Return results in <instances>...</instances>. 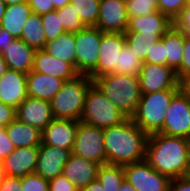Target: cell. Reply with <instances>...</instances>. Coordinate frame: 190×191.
<instances>
[{
	"label": "cell",
	"instance_id": "1",
	"mask_svg": "<svg viewBox=\"0 0 190 191\" xmlns=\"http://www.w3.org/2000/svg\"><path fill=\"white\" fill-rule=\"evenodd\" d=\"M187 138L168 136L160 132L150 134L145 160L157 172L176 179L189 172Z\"/></svg>",
	"mask_w": 190,
	"mask_h": 191
},
{
	"label": "cell",
	"instance_id": "2",
	"mask_svg": "<svg viewBox=\"0 0 190 191\" xmlns=\"http://www.w3.org/2000/svg\"><path fill=\"white\" fill-rule=\"evenodd\" d=\"M103 133L107 163L124 166L145 159L149 135L131 118L103 129Z\"/></svg>",
	"mask_w": 190,
	"mask_h": 191
},
{
	"label": "cell",
	"instance_id": "3",
	"mask_svg": "<svg viewBox=\"0 0 190 191\" xmlns=\"http://www.w3.org/2000/svg\"><path fill=\"white\" fill-rule=\"evenodd\" d=\"M93 83L128 118L135 114L141 97L139 77L111 73L95 77Z\"/></svg>",
	"mask_w": 190,
	"mask_h": 191
},
{
	"label": "cell",
	"instance_id": "4",
	"mask_svg": "<svg viewBox=\"0 0 190 191\" xmlns=\"http://www.w3.org/2000/svg\"><path fill=\"white\" fill-rule=\"evenodd\" d=\"M92 84L93 80L83 74L65 81L50 101L54 118L80 121L87 91Z\"/></svg>",
	"mask_w": 190,
	"mask_h": 191
},
{
	"label": "cell",
	"instance_id": "5",
	"mask_svg": "<svg viewBox=\"0 0 190 191\" xmlns=\"http://www.w3.org/2000/svg\"><path fill=\"white\" fill-rule=\"evenodd\" d=\"M178 92L179 88H172L141 93L137 110L131 119L148 135L160 132L164 125L166 111Z\"/></svg>",
	"mask_w": 190,
	"mask_h": 191
},
{
	"label": "cell",
	"instance_id": "6",
	"mask_svg": "<svg viewBox=\"0 0 190 191\" xmlns=\"http://www.w3.org/2000/svg\"><path fill=\"white\" fill-rule=\"evenodd\" d=\"M127 119L94 83L90 86L80 121L105 129L122 124Z\"/></svg>",
	"mask_w": 190,
	"mask_h": 191
},
{
	"label": "cell",
	"instance_id": "7",
	"mask_svg": "<svg viewBox=\"0 0 190 191\" xmlns=\"http://www.w3.org/2000/svg\"><path fill=\"white\" fill-rule=\"evenodd\" d=\"M72 153L99 165L106 164L103 129L79 121Z\"/></svg>",
	"mask_w": 190,
	"mask_h": 191
},
{
	"label": "cell",
	"instance_id": "8",
	"mask_svg": "<svg viewBox=\"0 0 190 191\" xmlns=\"http://www.w3.org/2000/svg\"><path fill=\"white\" fill-rule=\"evenodd\" d=\"M101 37L102 31L95 26L75 33L76 71L79 74L89 75L97 67Z\"/></svg>",
	"mask_w": 190,
	"mask_h": 191
},
{
	"label": "cell",
	"instance_id": "9",
	"mask_svg": "<svg viewBox=\"0 0 190 191\" xmlns=\"http://www.w3.org/2000/svg\"><path fill=\"white\" fill-rule=\"evenodd\" d=\"M125 179L137 191H169L171 179L157 172L144 159L123 166Z\"/></svg>",
	"mask_w": 190,
	"mask_h": 191
},
{
	"label": "cell",
	"instance_id": "10",
	"mask_svg": "<svg viewBox=\"0 0 190 191\" xmlns=\"http://www.w3.org/2000/svg\"><path fill=\"white\" fill-rule=\"evenodd\" d=\"M160 133L190 138V99L180 91L173 97L166 111Z\"/></svg>",
	"mask_w": 190,
	"mask_h": 191
},
{
	"label": "cell",
	"instance_id": "11",
	"mask_svg": "<svg viewBox=\"0 0 190 191\" xmlns=\"http://www.w3.org/2000/svg\"><path fill=\"white\" fill-rule=\"evenodd\" d=\"M176 71L167 65L143 63L139 73L141 93H152L178 87Z\"/></svg>",
	"mask_w": 190,
	"mask_h": 191
},
{
	"label": "cell",
	"instance_id": "12",
	"mask_svg": "<svg viewBox=\"0 0 190 191\" xmlns=\"http://www.w3.org/2000/svg\"><path fill=\"white\" fill-rule=\"evenodd\" d=\"M125 44L124 33L102 32L97 67L88 76L93 80L111 74L118 66L119 54Z\"/></svg>",
	"mask_w": 190,
	"mask_h": 191
},
{
	"label": "cell",
	"instance_id": "13",
	"mask_svg": "<svg viewBox=\"0 0 190 191\" xmlns=\"http://www.w3.org/2000/svg\"><path fill=\"white\" fill-rule=\"evenodd\" d=\"M129 16L125 0H100L99 15L95 27L102 32L125 33Z\"/></svg>",
	"mask_w": 190,
	"mask_h": 191
},
{
	"label": "cell",
	"instance_id": "14",
	"mask_svg": "<svg viewBox=\"0 0 190 191\" xmlns=\"http://www.w3.org/2000/svg\"><path fill=\"white\" fill-rule=\"evenodd\" d=\"M71 154V150L42 143L39 146L35 173L48 181L54 179L63 173V168Z\"/></svg>",
	"mask_w": 190,
	"mask_h": 191
},
{
	"label": "cell",
	"instance_id": "15",
	"mask_svg": "<svg viewBox=\"0 0 190 191\" xmlns=\"http://www.w3.org/2000/svg\"><path fill=\"white\" fill-rule=\"evenodd\" d=\"M16 118L43 131L54 116L49 101L27 96L16 108Z\"/></svg>",
	"mask_w": 190,
	"mask_h": 191
},
{
	"label": "cell",
	"instance_id": "16",
	"mask_svg": "<svg viewBox=\"0 0 190 191\" xmlns=\"http://www.w3.org/2000/svg\"><path fill=\"white\" fill-rule=\"evenodd\" d=\"M79 121L54 118L42 131V143L73 150Z\"/></svg>",
	"mask_w": 190,
	"mask_h": 191
},
{
	"label": "cell",
	"instance_id": "17",
	"mask_svg": "<svg viewBox=\"0 0 190 191\" xmlns=\"http://www.w3.org/2000/svg\"><path fill=\"white\" fill-rule=\"evenodd\" d=\"M39 146L15 148L3 161V173L10 177H23L35 172Z\"/></svg>",
	"mask_w": 190,
	"mask_h": 191
},
{
	"label": "cell",
	"instance_id": "18",
	"mask_svg": "<svg viewBox=\"0 0 190 191\" xmlns=\"http://www.w3.org/2000/svg\"><path fill=\"white\" fill-rule=\"evenodd\" d=\"M27 97V74L7 69L0 76V101L15 109Z\"/></svg>",
	"mask_w": 190,
	"mask_h": 191
},
{
	"label": "cell",
	"instance_id": "19",
	"mask_svg": "<svg viewBox=\"0 0 190 191\" xmlns=\"http://www.w3.org/2000/svg\"><path fill=\"white\" fill-rule=\"evenodd\" d=\"M99 164L71 154L63 168V175L80 190L97 179Z\"/></svg>",
	"mask_w": 190,
	"mask_h": 191
},
{
	"label": "cell",
	"instance_id": "20",
	"mask_svg": "<svg viewBox=\"0 0 190 191\" xmlns=\"http://www.w3.org/2000/svg\"><path fill=\"white\" fill-rule=\"evenodd\" d=\"M32 71L51 75L65 81L79 75L70 63L53 57L44 49L36 50Z\"/></svg>",
	"mask_w": 190,
	"mask_h": 191
},
{
	"label": "cell",
	"instance_id": "21",
	"mask_svg": "<svg viewBox=\"0 0 190 191\" xmlns=\"http://www.w3.org/2000/svg\"><path fill=\"white\" fill-rule=\"evenodd\" d=\"M35 53L36 50L33 47L18 38L6 48L1 56L6 62L7 69L27 74L33 69Z\"/></svg>",
	"mask_w": 190,
	"mask_h": 191
},
{
	"label": "cell",
	"instance_id": "22",
	"mask_svg": "<svg viewBox=\"0 0 190 191\" xmlns=\"http://www.w3.org/2000/svg\"><path fill=\"white\" fill-rule=\"evenodd\" d=\"M64 82L63 79L31 70L27 73V96L50 102Z\"/></svg>",
	"mask_w": 190,
	"mask_h": 191
},
{
	"label": "cell",
	"instance_id": "23",
	"mask_svg": "<svg viewBox=\"0 0 190 191\" xmlns=\"http://www.w3.org/2000/svg\"><path fill=\"white\" fill-rule=\"evenodd\" d=\"M174 22L159 11L147 16L129 17L128 27L125 32H141V34H165Z\"/></svg>",
	"mask_w": 190,
	"mask_h": 191
},
{
	"label": "cell",
	"instance_id": "24",
	"mask_svg": "<svg viewBox=\"0 0 190 191\" xmlns=\"http://www.w3.org/2000/svg\"><path fill=\"white\" fill-rule=\"evenodd\" d=\"M5 128L9 140L15 148L40 146L42 144V131L19 121L17 118Z\"/></svg>",
	"mask_w": 190,
	"mask_h": 191
},
{
	"label": "cell",
	"instance_id": "25",
	"mask_svg": "<svg viewBox=\"0 0 190 191\" xmlns=\"http://www.w3.org/2000/svg\"><path fill=\"white\" fill-rule=\"evenodd\" d=\"M32 13L28 2L6 5L0 27L16 39L21 38L24 25Z\"/></svg>",
	"mask_w": 190,
	"mask_h": 191
},
{
	"label": "cell",
	"instance_id": "26",
	"mask_svg": "<svg viewBox=\"0 0 190 191\" xmlns=\"http://www.w3.org/2000/svg\"><path fill=\"white\" fill-rule=\"evenodd\" d=\"M165 45V65L173 68L175 71L181 66L185 36L175 26L171 27L162 37Z\"/></svg>",
	"mask_w": 190,
	"mask_h": 191
},
{
	"label": "cell",
	"instance_id": "27",
	"mask_svg": "<svg viewBox=\"0 0 190 191\" xmlns=\"http://www.w3.org/2000/svg\"><path fill=\"white\" fill-rule=\"evenodd\" d=\"M44 50L53 57L70 63L76 69L75 33L65 32L55 40L47 42Z\"/></svg>",
	"mask_w": 190,
	"mask_h": 191
},
{
	"label": "cell",
	"instance_id": "28",
	"mask_svg": "<svg viewBox=\"0 0 190 191\" xmlns=\"http://www.w3.org/2000/svg\"><path fill=\"white\" fill-rule=\"evenodd\" d=\"M125 43L136 56L145 61L150 57V51L164 34H141V32H125Z\"/></svg>",
	"mask_w": 190,
	"mask_h": 191
},
{
	"label": "cell",
	"instance_id": "29",
	"mask_svg": "<svg viewBox=\"0 0 190 191\" xmlns=\"http://www.w3.org/2000/svg\"><path fill=\"white\" fill-rule=\"evenodd\" d=\"M20 39L35 50L44 49L47 42L44 27L42 26L41 15L32 13L28 17Z\"/></svg>",
	"mask_w": 190,
	"mask_h": 191
},
{
	"label": "cell",
	"instance_id": "30",
	"mask_svg": "<svg viewBox=\"0 0 190 191\" xmlns=\"http://www.w3.org/2000/svg\"><path fill=\"white\" fill-rule=\"evenodd\" d=\"M97 179L102 183L105 191H119L125 179L123 166L102 164L98 168Z\"/></svg>",
	"mask_w": 190,
	"mask_h": 191
},
{
	"label": "cell",
	"instance_id": "31",
	"mask_svg": "<svg viewBox=\"0 0 190 191\" xmlns=\"http://www.w3.org/2000/svg\"><path fill=\"white\" fill-rule=\"evenodd\" d=\"M143 61L125 44L119 54L118 66L113 70V74H126L139 77Z\"/></svg>",
	"mask_w": 190,
	"mask_h": 191
},
{
	"label": "cell",
	"instance_id": "32",
	"mask_svg": "<svg viewBox=\"0 0 190 191\" xmlns=\"http://www.w3.org/2000/svg\"><path fill=\"white\" fill-rule=\"evenodd\" d=\"M70 4L86 27L96 26L100 0H70Z\"/></svg>",
	"mask_w": 190,
	"mask_h": 191
},
{
	"label": "cell",
	"instance_id": "33",
	"mask_svg": "<svg viewBox=\"0 0 190 191\" xmlns=\"http://www.w3.org/2000/svg\"><path fill=\"white\" fill-rule=\"evenodd\" d=\"M57 14L65 32L76 33L86 27L70 3L63 8L57 9Z\"/></svg>",
	"mask_w": 190,
	"mask_h": 191
},
{
	"label": "cell",
	"instance_id": "34",
	"mask_svg": "<svg viewBox=\"0 0 190 191\" xmlns=\"http://www.w3.org/2000/svg\"><path fill=\"white\" fill-rule=\"evenodd\" d=\"M41 21L44 27L46 42L55 40L58 36L65 33L57 10L41 15Z\"/></svg>",
	"mask_w": 190,
	"mask_h": 191
},
{
	"label": "cell",
	"instance_id": "35",
	"mask_svg": "<svg viewBox=\"0 0 190 191\" xmlns=\"http://www.w3.org/2000/svg\"><path fill=\"white\" fill-rule=\"evenodd\" d=\"M129 17L147 16L159 11L158 0H125Z\"/></svg>",
	"mask_w": 190,
	"mask_h": 191
},
{
	"label": "cell",
	"instance_id": "36",
	"mask_svg": "<svg viewBox=\"0 0 190 191\" xmlns=\"http://www.w3.org/2000/svg\"><path fill=\"white\" fill-rule=\"evenodd\" d=\"M21 191H49L48 180L37 173L21 177Z\"/></svg>",
	"mask_w": 190,
	"mask_h": 191
},
{
	"label": "cell",
	"instance_id": "37",
	"mask_svg": "<svg viewBox=\"0 0 190 191\" xmlns=\"http://www.w3.org/2000/svg\"><path fill=\"white\" fill-rule=\"evenodd\" d=\"M189 1L190 0H158L159 12L167 15L174 22Z\"/></svg>",
	"mask_w": 190,
	"mask_h": 191
},
{
	"label": "cell",
	"instance_id": "38",
	"mask_svg": "<svg viewBox=\"0 0 190 191\" xmlns=\"http://www.w3.org/2000/svg\"><path fill=\"white\" fill-rule=\"evenodd\" d=\"M49 191H79L63 174L48 181Z\"/></svg>",
	"mask_w": 190,
	"mask_h": 191
},
{
	"label": "cell",
	"instance_id": "39",
	"mask_svg": "<svg viewBox=\"0 0 190 191\" xmlns=\"http://www.w3.org/2000/svg\"><path fill=\"white\" fill-rule=\"evenodd\" d=\"M174 26L180 30L184 36L190 37V1L182 9L181 14L175 19Z\"/></svg>",
	"mask_w": 190,
	"mask_h": 191
},
{
	"label": "cell",
	"instance_id": "40",
	"mask_svg": "<svg viewBox=\"0 0 190 191\" xmlns=\"http://www.w3.org/2000/svg\"><path fill=\"white\" fill-rule=\"evenodd\" d=\"M165 45L160 39L154 44L150 51V57H146L143 63H153L155 65H165Z\"/></svg>",
	"mask_w": 190,
	"mask_h": 191
},
{
	"label": "cell",
	"instance_id": "41",
	"mask_svg": "<svg viewBox=\"0 0 190 191\" xmlns=\"http://www.w3.org/2000/svg\"><path fill=\"white\" fill-rule=\"evenodd\" d=\"M184 53L181 66L176 70L178 79L185 74L190 73V37L185 36Z\"/></svg>",
	"mask_w": 190,
	"mask_h": 191
},
{
	"label": "cell",
	"instance_id": "42",
	"mask_svg": "<svg viewBox=\"0 0 190 191\" xmlns=\"http://www.w3.org/2000/svg\"><path fill=\"white\" fill-rule=\"evenodd\" d=\"M14 144L9 140L5 127H0V161L2 162L13 150Z\"/></svg>",
	"mask_w": 190,
	"mask_h": 191
},
{
	"label": "cell",
	"instance_id": "43",
	"mask_svg": "<svg viewBox=\"0 0 190 191\" xmlns=\"http://www.w3.org/2000/svg\"><path fill=\"white\" fill-rule=\"evenodd\" d=\"M28 5L32 9V12L38 15L47 14L55 10L52 0H28Z\"/></svg>",
	"mask_w": 190,
	"mask_h": 191
},
{
	"label": "cell",
	"instance_id": "44",
	"mask_svg": "<svg viewBox=\"0 0 190 191\" xmlns=\"http://www.w3.org/2000/svg\"><path fill=\"white\" fill-rule=\"evenodd\" d=\"M16 119V109L0 101V127H5Z\"/></svg>",
	"mask_w": 190,
	"mask_h": 191
},
{
	"label": "cell",
	"instance_id": "45",
	"mask_svg": "<svg viewBox=\"0 0 190 191\" xmlns=\"http://www.w3.org/2000/svg\"><path fill=\"white\" fill-rule=\"evenodd\" d=\"M0 191H21V178L4 175L0 182Z\"/></svg>",
	"mask_w": 190,
	"mask_h": 191
},
{
	"label": "cell",
	"instance_id": "46",
	"mask_svg": "<svg viewBox=\"0 0 190 191\" xmlns=\"http://www.w3.org/2000/svg\"><path fill=\"white\" fill-rule=\"evenodd\" d=\"M169 191H190V179L187 176L171 179Z\"/></svg>",
	"mask_w": 190,
	"mask_h": 191
},
{
	"label": "cell",
	"instance_id": "47",
	"mask_svg": "<svg viewBox=\"0 0 190 191\" xmlns=\"http://www.w3.org/2000/svg\"><path fill=\"white\" fill-rule=\"evenodd\" d=\"M15 37L0 27V55L6 51V48L15 41Z\"/></svg>",
	"mask_w": 190,
	"mask_h": 191
},
{
	"label": "cell",
	"instance_id": "48",
	"mask_svg": "<svg viewBox=\"0 0 190 191\" xmlns=\"http://www.w3.org/2000/svg\"><path fill=\"white\" fill-rule=\"evenodd\" d=\"M178 87L179 91L190 99V73L179 78Z\"/></svg>",
	"mask_w": 190,
	"mask_h": 191
},
{
	"label": "cell",
	"instance_id": "49",
	"mask_svg": "<svg viewBox=\"0 0 190 191\" xmlns=\"http://www.w3.org/2000/svg\"><path fill=\"white\" fill-rule=\"evenodd\" d=\"M79 191H105L102 183L95 179L90 184H88L86 187L80 189Z\"/></svg>",
	"mask_w": 190,
	"mask_h": 191
},
{
	"label": "cell",
	"instance_id": "50",
	"mask_svg": "<svg viewBox=\"0 0 190 191\" xmlns=\"http://www.w3.org/2000/svg\"><path fill=\"white\" fill-rule=\"evenodd\" d=\"M54 9L63 8L70 3V0H52Z\"/></svg>",
	"mask_w": 190,
	"mask_h": 191
},
{
	"label": "cell",
	"instance_id": "51",
	"mask_svg": "<svg viewBox=\"0 0 190 191\" xmlns=\"http://www.w3.org/2000/svg\"><path fill=\"white\" fill-rule=\"evenodd\" d=\"M119 191H137V190L128 182V180L124 179Z\"/></svg>",
	"mask_w": 190,
	"mask_h": 191
},
{
	"label": "cell",
	"instance_id": "52",
	"mask_svg": "<svg viewBox=\"0 0 190 191\" xmlns=\"http://www.w3.org/2000/svg\"><path fill=\"white\" fill-rule=\"evenodd\" d=\"M7 70L6 62L3 57L0 55V76Z\"/></svg>",
	"mask_w": 190,
	"mask_h": 191
},
{
	"label": "cell",
	"instance_id": "53",
	"mask_svg": "<svg viewBox=\"0 0 190 191\" xmlns=\"http://www.w3.org/2000/svg\"><path fill=\"white\" fill-rule=\"evenodd\" d=\"M5 9H6V4L2 0H0V25L4 16Z\"/></svg>",
	"mask_w": 190,
	"mask_h": 191
},
{
	"label": "cell",
	"instance_id": "54",
	"mask_svg": "<svg viewBox=\"0 0 190 191\" xmlns=\"http://www.w3.org/2000/svg\"><path fill=\"white\" fill-rule=\"evenodd\" d=\"M6 5L19 4L23 2H28V0H2Z\"/></svg>",
	"mask_w": 190,
	"mask_h": 191
},
{
	"label": "cell",
	"instance_id": "55",
	"mask_svg": "<svg viewBox=\"0 0 190 191\" xmlns=\"http://www.w3.org/2000/svg\"><path fill=\"white\" fill-rule=\"evenodd\" d=\"M187 146H188V165L190 167V138L187 139Z\"/></svg>",
	"mask_w": 190,
	"mask_h": 191
},
{
	"label": "cell",
	"instance_id": "56",
	"mask_svg": "<svg viewBox=\"0 0 190 191\" xmlns=\"http://www.w3.org/2000/svg\"><path fill=\"white\" fill-rule=\"evenodd\" d=\"M3 176H4V173H3L2 162L0 161V182L2 181Z\"/></svg>",
	"mask_w": 190,
	"mask_h": 191
},
{
	"label": "cell",
	"instance_id": "57",
	"mask_svg": "<svg viewBox=\"0 0 190 191\" xmlns=\"http://www.w3.org/2000/svg\"><path fill=\"white\" fill-rule=\"evenodd\" d=\"M187 177L190 179V168H189V172L187 174Z\"/></svg>",
	"mask_w": 190,
	"mask_h": 191
}]
</instances>
